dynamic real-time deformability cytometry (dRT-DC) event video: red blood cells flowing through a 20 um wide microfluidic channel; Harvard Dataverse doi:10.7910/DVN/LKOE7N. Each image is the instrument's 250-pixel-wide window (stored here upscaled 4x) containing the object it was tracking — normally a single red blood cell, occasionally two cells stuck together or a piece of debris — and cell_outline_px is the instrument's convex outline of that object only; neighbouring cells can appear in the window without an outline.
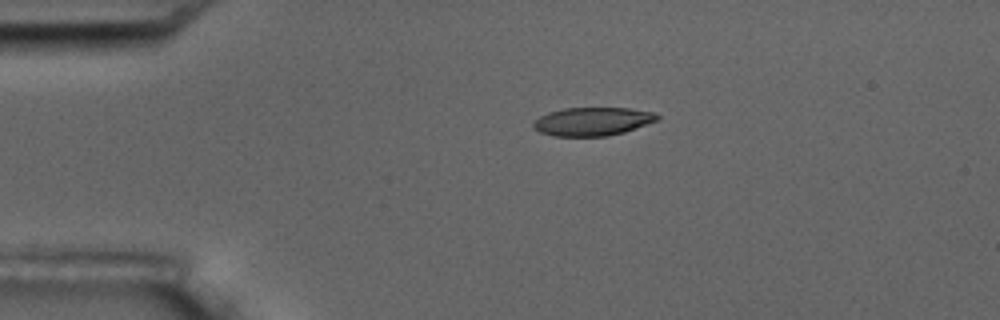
{"species": "common noctule bat (a hibernating species)", "species_latin": "Nyctalus noctula", "temperature_condition": "room temperature", "stored_images_in_passage": 2, "camera_frame_rate_fps": 3000, "um_per_image_px": 0.085, "animal": {"sex": "male", "body_mass_g": 17.5, "forearm_length_mm": 52.3}, "frame": {"image": 1, "passage_image": 1, "time_ms": 0.0, "image_size_px": [1000, 320], "cell_outline_px": [[660, 120], [624, 132], [608, 136], [552, 136], [540, 132], [532, 128], [532, 124], [540, 116], [548, 112], [564, 108], [628, 108], [652, 112], [660, 116]], "centroid_in_image_um": [50.36, 10.33], "position_along_channel_um": 34.6, "area_um2": 20.58}}